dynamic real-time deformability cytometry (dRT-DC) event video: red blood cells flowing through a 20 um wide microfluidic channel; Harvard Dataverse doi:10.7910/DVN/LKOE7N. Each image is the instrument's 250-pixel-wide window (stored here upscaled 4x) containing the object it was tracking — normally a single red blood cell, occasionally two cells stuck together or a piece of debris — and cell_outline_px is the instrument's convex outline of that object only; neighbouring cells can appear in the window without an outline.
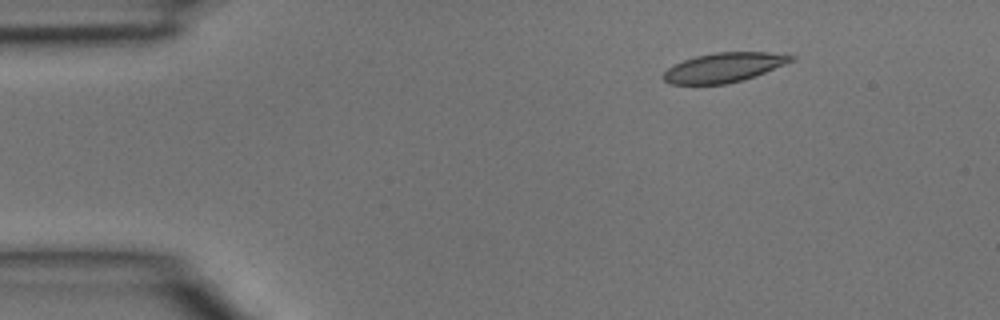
{"species": "common noctule bat (a hibernating species)", "species_latin": "Nyctalus noctula", "temperature_condition": "room temperature", "stored_images_in_passage": 5, "camera_frame_rate_fps": 3000, "um_per_image_px": 0.085, "animal": {"sex": "male", "body_mass_g": 15.6}, "frame": {"image": 1, "passage_image": 2, "time_ms": 0.333, "image_size_px": [1000, 320], "cell_outline_px": [[796, 60], [744, 80], [728, 84], [668, 84], [660, 76], [668, 68], [684, 60], [696, 56], [716, 52], [768, 52], [796, 56]], "centroid_in_image_um": [61.53, 5.74], "position_along_channel_um": 23.5, "area_um2": 21.96}}
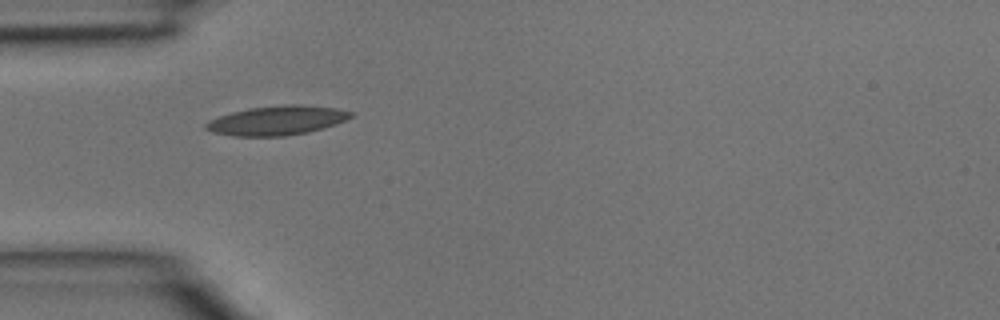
{"frame": {"image": 2, "passage_image": 4, "time_ms": 1.0, "image_size_px": [1000, 320], "cell_outline_px": [[356, 112], [352, 116], [336, 124], [324, 128], [308, 132], [284, 136], [232, 136], [212, 132], [204, 128], [204, 124], [208, 120], [232, 112], [248, 108], [284, 104], [296, 104], [336, 108]], "centroid_in_image_um": [23.53, 10.24], "position_along_channel_um": 61.5, "area_um2": 24.85}}